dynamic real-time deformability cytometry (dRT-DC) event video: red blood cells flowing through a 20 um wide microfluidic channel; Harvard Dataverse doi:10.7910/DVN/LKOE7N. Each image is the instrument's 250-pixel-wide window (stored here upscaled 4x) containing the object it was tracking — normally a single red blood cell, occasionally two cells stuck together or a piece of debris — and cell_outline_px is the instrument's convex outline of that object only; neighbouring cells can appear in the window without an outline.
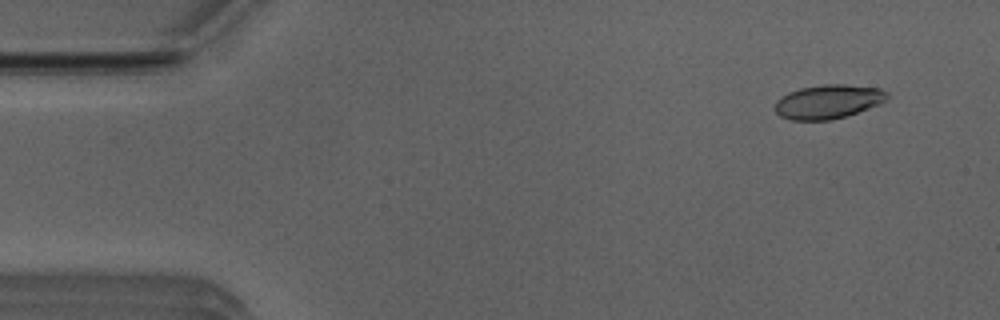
{"species": "Egyptian fruit bat (a non-hibernating species)", "species_latin": "Rousettus aegyptiacus", "temperature_condition": "room temperature", "stored_images_in_passage": 49, "camera_frame_rate_fps": 3000, "um_per_image_px": 0.085, "animal": {"sex": "male"}, "frame": {"image": 1, "passage_image": 4, "time_ms": 1.0, "image_size_px": [1000, 320], "cell_outline_px": [[888, 100], [880, 104], [832, 120], [792, 120], [780, 116], [776, 112], [776, 100], [788, 92], [800, 88], [824, 84], [844, 84], [880, 88], [888, 92]], "centroid_in_image_um": [70.41, 8.63], "position_along_channel_um": 14.6, "area_um2": 22.2}}
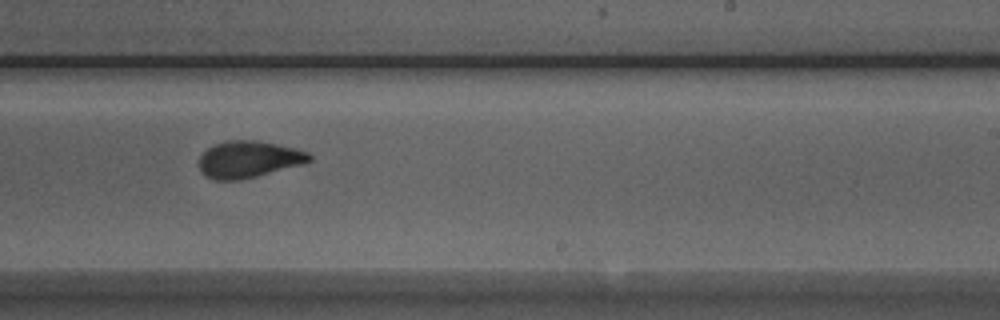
{"frame": {"image": 2, "passage_image": 31, "time_ms": 10.0, "image_size_px": [1000, 320], "cell_outline_px": [[312, 160], [304, 164], [240, 180], [216, 180], [204, 176], [200, 172], [200, 156], [208, 148], [224, 140], [256, 140], [296, 148], [308, 152], [312, 156]], "centroid_in_image_um": [21.14, 13.54], "position_along_channel_um": 267.9, "area_um2": 23.7}}
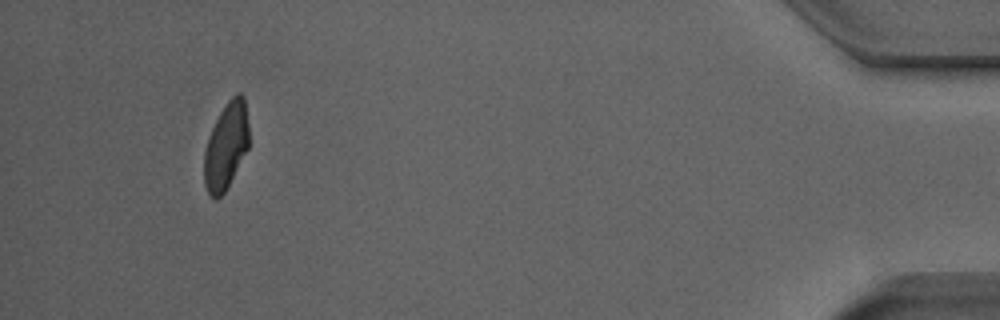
{"frame": {"image": 3, "passage_image": 48, "time_ms": 15.667, "image_size_px": [1000, 320], "cell_outline_px": [[248, 148], [224, 192], [216, 200], [208, 192], [204, 184], [204, 152], [208, 136], [220, 112], [228, 100], [236, 92], [240, 92], [244, 96], [248, 124]], "centroid_in_image_um": [19.21, 12.38], "position_along_channel_um": 416.0, "area_um2": 22.43}}